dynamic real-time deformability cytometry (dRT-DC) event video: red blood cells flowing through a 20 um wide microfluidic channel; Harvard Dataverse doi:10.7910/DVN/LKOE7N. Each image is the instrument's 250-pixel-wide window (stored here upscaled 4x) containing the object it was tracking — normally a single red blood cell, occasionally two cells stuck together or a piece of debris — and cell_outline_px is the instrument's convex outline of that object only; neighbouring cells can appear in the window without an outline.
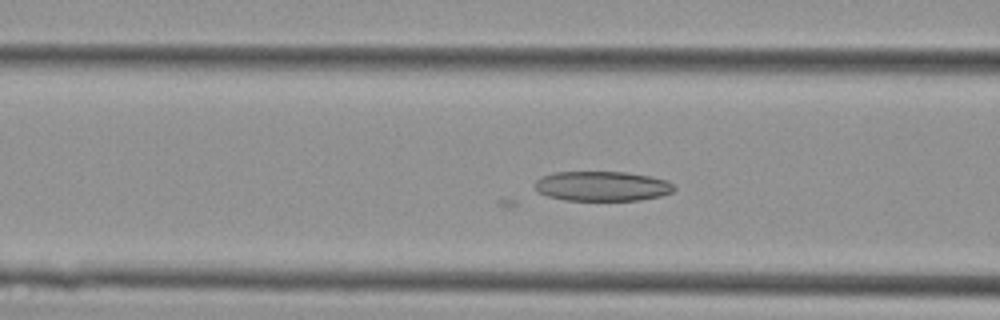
{"species": "Egyptian fruit bat (a non-hibernating species)", "species_latin": "Rousettus aegyptiacus", "temperature_condition": "cold", "stored_images_in_passage": 22, "camera_frame_rate_fps": 3000, "um_per_image_px": 0.085, "animal": {"sex": "female"}, "frame": {"image": 1, "passage_image": 4, "time_ms": 1.0, "image_size_px": [1000, 320], "cell_outline_px": [[676, 188], [672, 192], [660, 196], [640, 200], [564, 200], [548, 196], [536, 192], [532, 184], [540, 176], [552, 172], [628, 172], [652, 176], [668, 180]], "centroid_in_image_um": [51.14, 15.81], "position_along_channel_um": 115.5, "area_um2": 24.57}}
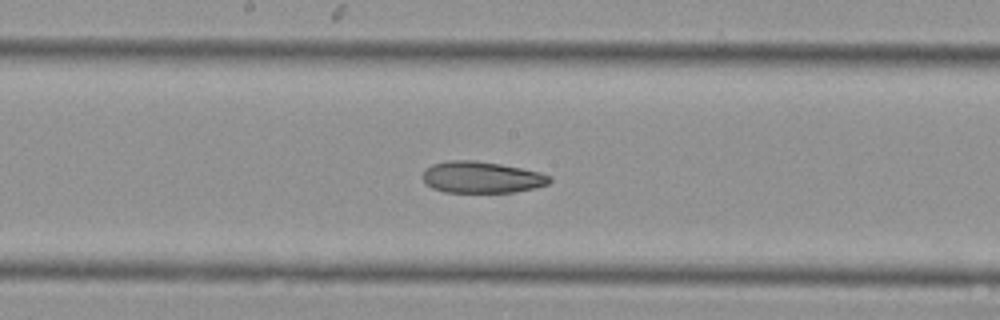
{"frame": {"image": 2, "passage_image": 10, "time_ms": 3.0, "image_size_px": [1000, 320], "cell_outline_px": [[552, 180], [548, 184], [516, 192], [444, 192], [432, 188], [424, 184], [424, 168], [432, 164], [448, 160], [472, 160], [500, 164], [540, 172], [552, 176]], "centroid_in_image_um": [40.92, 15.07], "position_along_channel_um": 207.3, "area_um2": 23.35}}
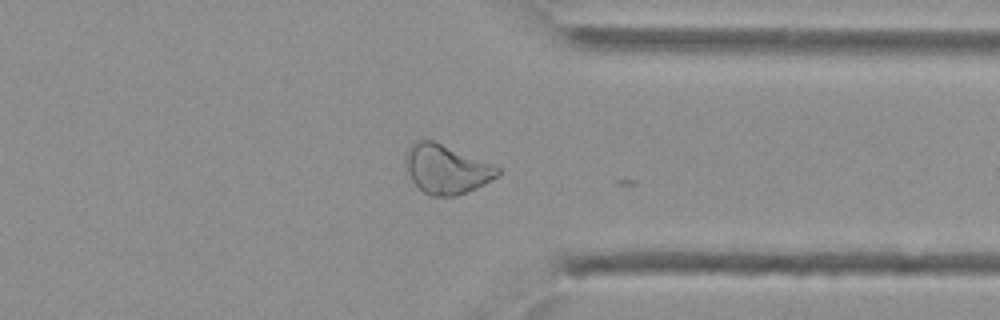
{"frame": {"image": 3, "passage_image": 21, "time_ms": 6.667, "image_size_px": [1000, 320], "cell_outline_px": [[500, 172], [496, 176], [484, 184], [476, 188], [456, 196], [432, 196], [424, 192], [412, 180], [408, 172], [404, 152], [412, 144], [420, 140], [432, 140], [492, 164], [500, 168]], "centroid_in_image_um": [37.92, 14.38], "position_along_channel_um": 373.5, "area_um2": 25.84}}